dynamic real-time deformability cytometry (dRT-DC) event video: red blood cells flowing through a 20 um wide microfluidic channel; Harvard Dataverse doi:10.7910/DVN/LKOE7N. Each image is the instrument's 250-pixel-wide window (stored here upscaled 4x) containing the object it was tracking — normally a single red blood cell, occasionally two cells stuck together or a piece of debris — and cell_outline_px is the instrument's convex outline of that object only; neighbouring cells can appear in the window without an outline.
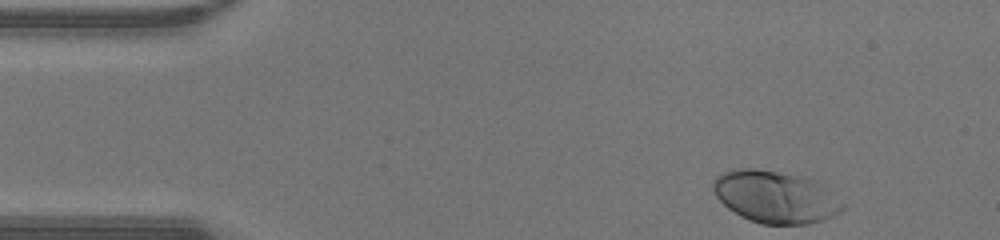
{"species": "human", "species_latin": "Homo sapiens", "temperature_condition": "warm", "stored_images_in_passage": 34, "camera_frame_rate_fps": 3000, "um_per_image_px": 0.085, "donor": {"sex": "male"}, "frame": {"image": 1, "passage_image": 1, "time_ms": 0.0, "image_size_px": [1000, 240], "cell_outline_px": [[844, 208], [840, 212], [824, 220], [808, 224], [760, 224], [748, 220], [740, 216], [728, 208], [716, 196], [712, 188], [712, 184], [716, 176], [724, 172], [740, 168], [756, 168], [812, 176], [824, 180], [844, 204]], "centroid_in_image_um": [66.0, 16.7], "position_along_channel_um": 19.0, "area_um2": 40.58}}
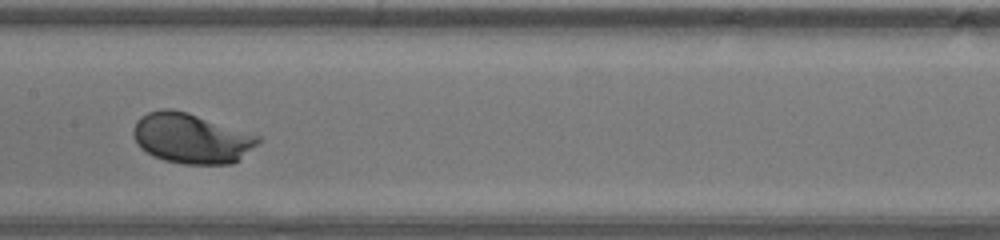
{"frame": {"image": 2, "passage_image": 19, "time_ms": 6.0, "image_size_px": [1000, 240], "cell_outline_px": [[260, 140], [256, 144], [232, 164], [184, 164], [164, 160], [152, 156], [140, 148], [132, 136], [132, 128], [136, 120], [140, 116], [148, 112], [160, 108], [172, 108], [188, 112], [260, 136]], "centroid_in_image_um": [16.18, 11.74], "position_along_channel_um": 191.2, "area_um2": 36.47}}
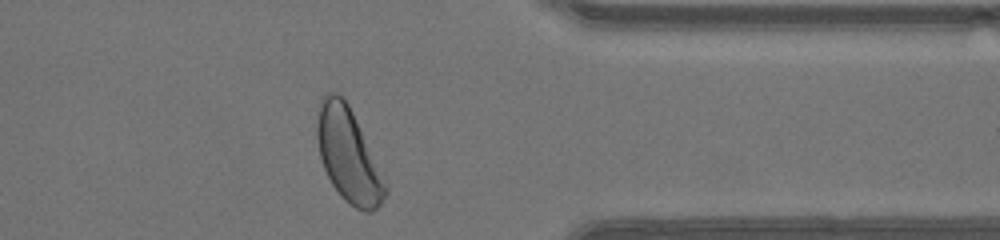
{"frame": {"image": 3, "passage_image": 33, "time_ms": 10.667, "image_size_px": [1000, 240], "cell_outline_px": [[388, 192], [380, 204], [372, 212], [364, 212], [356, 208], [344, 200], [332, 184], [324, 168], [320, 156], [316, 136], [316, 128], [320, 100], [328, 92], [336, 92], [348, 104], [388, 184]], "centroid_in_image_um": [29.62, 13.22], "position_along_channel_um": 381.8, "area_um2": 36.99}, "authors_computed_cell_mechanics": {"area_um2": 35.6626, "velocity_mm_per_s": 4.3785, "shape_relaxation_time_tau1_ms": 1.5288, "shape_relaxation_time_tau2_ms": null, "deformation_change_tau1": 0.145, "deformation_change_tau2": null}}